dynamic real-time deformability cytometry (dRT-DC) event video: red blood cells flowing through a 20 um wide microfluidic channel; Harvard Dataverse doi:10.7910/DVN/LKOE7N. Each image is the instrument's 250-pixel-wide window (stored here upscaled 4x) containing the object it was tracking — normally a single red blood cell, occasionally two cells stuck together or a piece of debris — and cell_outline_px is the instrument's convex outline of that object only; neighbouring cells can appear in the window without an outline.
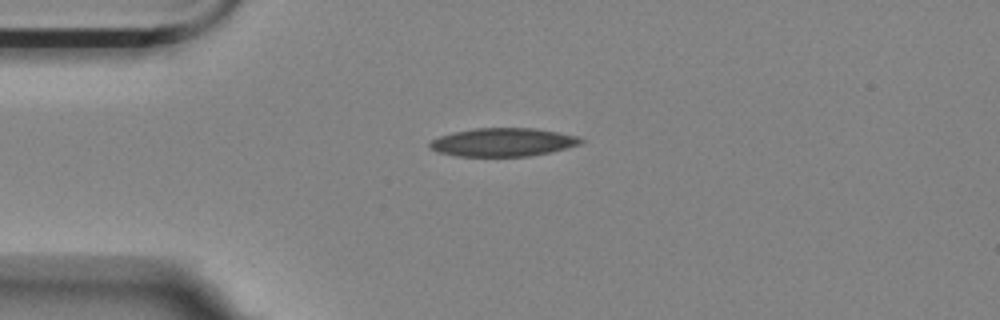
{"species": "Egyptian fruit bat (a non-hibernating species)", "species_latin": "Rousettus aegyptiacus", "temperature_condition": "room temperature", "stored_images_in_passage": 44, "camera_frame_rate_fps": 3000, "um_per_image_px": 0.085, "animal": {"sex": "female"}, "frame": {"image": 1, "passage_image": 1, "time_ms": 0.0, "image_size_px": [1000, 320], "cell_outline_px": [[584, 140], [580, 144], [548, 152], [528, 156], [456, 156], [436, 152], [428, 148], [428, 144], [432, 140], [440, 136], [452, 132], [476, 128], [536, 128], [576, 136]], "centroid_in_image_um": [42.67, 12.09], "position_along_channel_um": 42.3, "area_um2": 24.8}}
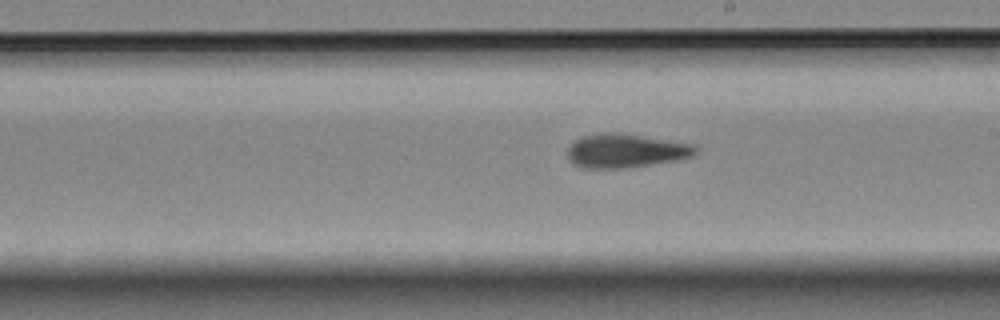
{"frame": {"image": 2, "passage_image": 19, "time_ms": 6.0, "image_size_px": [1000, 320], "cell_outline_px": [[700, 152], [692, 156], [680, 160], [624, 168], [580, 168], [572, 164], [568, 160], [568, 148], [576, 140], [584, 136], [604, 132], [620, 132], [696, 144], [700, 148]], "centroid_in_image_um": [53.25, 12.81], "position_along_channel_um": 235.8, "area_um2": 25.72}}
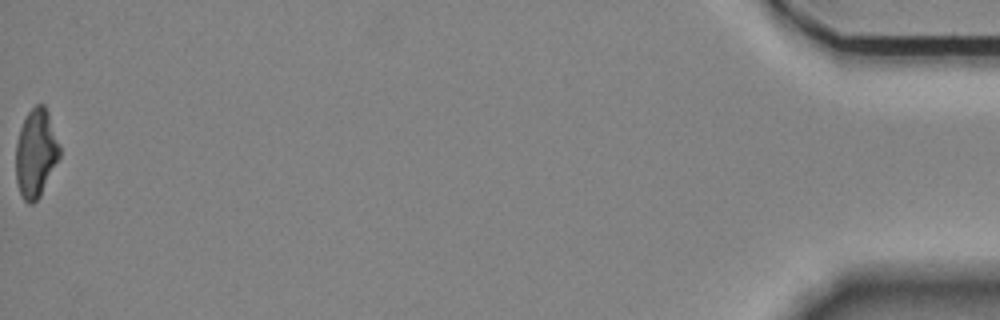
{"frame": {"image": 3, "passage_image": 44, "time_ms": 14.333, "image_size_px": [1000, 320], "cell_outline_px": [[60, 156], [40, 196], [32, 204], [28, 204], [24, 200], [20, 192], [16, 180], [16, 144], [20, 128], [28, 112], [36, 104], [44, 104], [48, 112], [60, 148]], "centroid_in_image_um": [3.04, 13.03], "position_along_channel_um": 432.2, "area_um2": 22.25}, "authors_computed_cell_mechanics": {"area_um2": 24.6517, "velocity_mm_per_s": 3.5421, "shape_relaxation_time_tau1_ms": 8.3796, "shape_relaxation_time_tau2_ms": 4.0265, "deformation_change_tau1": 0.1888, "deformation_change_tau2": 0.1212}}